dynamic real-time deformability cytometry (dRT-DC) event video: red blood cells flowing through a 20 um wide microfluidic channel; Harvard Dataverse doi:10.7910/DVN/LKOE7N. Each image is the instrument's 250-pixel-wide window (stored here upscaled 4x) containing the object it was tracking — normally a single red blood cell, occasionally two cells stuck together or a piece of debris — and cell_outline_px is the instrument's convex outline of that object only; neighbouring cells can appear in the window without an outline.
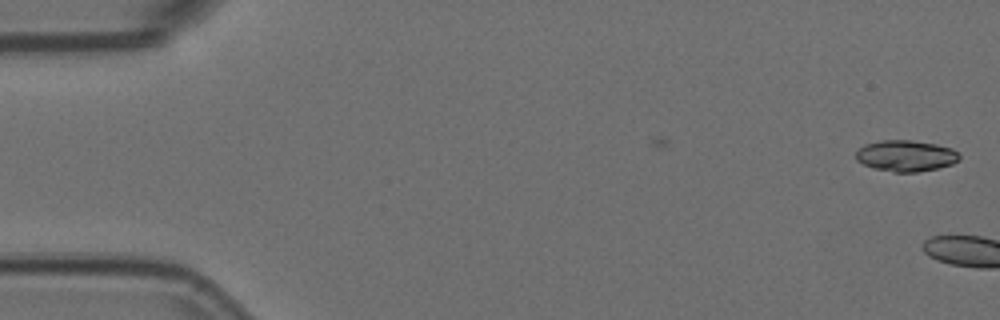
{"species": "Egyptian fruit bat (a non-hibernating species)", "species_latin": "Rousettus aegyptiacus", "temperature_condition": "room temperature", "stored_images_in_passage": 4, "camera_frame_rate_fps": 3000, "um_per_image_px": 0.085, "animal": {"sex": "female"}, "frame": {"image": 1, "passage_image": 1, "time_ms": 0.0, "image_size_px": [1000, 320], "cell_outline_px": [[960, 160], [952, 164], [936, 168], [916, 172], [892, 172], [876, 168], [864, 164], [856, 160], [856, 152], [864, 144], [880, 140], [912, 140], [936, 144], [952, 148], [960, 152]], "centroid_in_image_um": [77.02, 13.23], "position_along_channel_um": 8.0, "area_um2": 18.84}}